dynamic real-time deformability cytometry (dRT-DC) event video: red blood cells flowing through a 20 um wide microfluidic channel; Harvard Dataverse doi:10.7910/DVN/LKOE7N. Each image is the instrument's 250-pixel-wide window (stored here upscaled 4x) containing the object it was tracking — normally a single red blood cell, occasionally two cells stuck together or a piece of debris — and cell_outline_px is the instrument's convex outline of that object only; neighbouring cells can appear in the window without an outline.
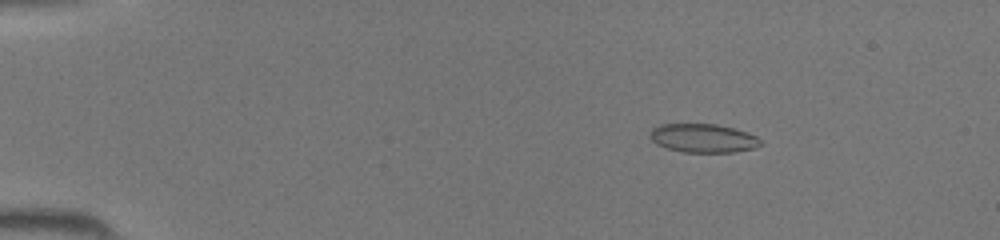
{"species": "common noctule bat (a hibernating species)", "species_latin": "Nyctalus noctula", "temperature_condition": "room temperature", "stored_images_in_passage": 39, "camera_frame_rate_fps": 3000, "um_per_image_px": 0.085, "animal": {"sex": "female", "body_mass_g": 19.5, "forearm_length_mm": 54.1}, "frame": {"image": 1, "passage_image": 2, "time_ms": 0.333, "image_size_px": [1000, 240], "cell_outline_px": [[760, 144], [756, 148], [732, 152], [684, 152], [668, 148], [656, 144], [648, 136], [652, 128], [660, 124], [716, 124], [732, 128], [756, 136], [760, 140]], "centroid_in_image_um": [59.72, 11.74], "position_along_channel_um": 25.3, "area_um2": 18.32}}
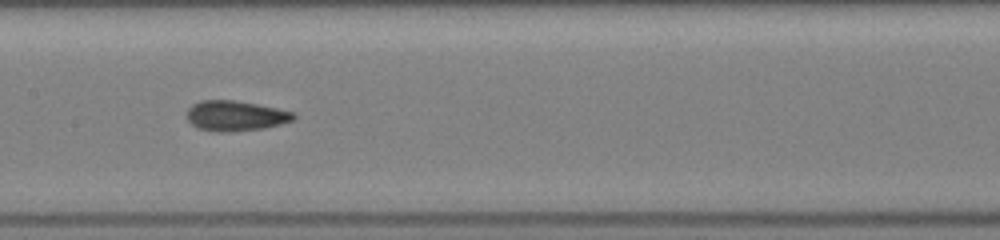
{"frame": {"image": 2, "passage_image": 18, "time_ms": 5.667, "image_size_px": [1000, 240], "cell_outline_px": [[296, 116], [292, 120], [280, 124], [264, 128], [232, 132], [220, 132], [196, 128], [188, 120], [188, 108], [192, 104], [200, 100], [236, 100], [276, 108], [292, 112]], "centroid_in_image_um": [19.98, 9.84], "position_along_channel_um": 187.4, "area_um2": 18.73}}
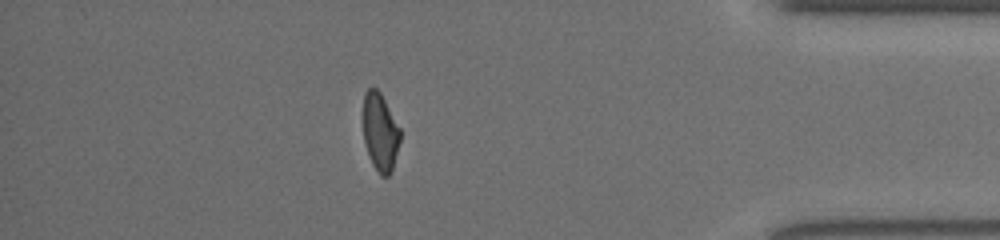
{"frame": {"image": 3, "passage_image": 34, "time_ms": 11.0, "image_size_px": [1000, 240], "cell_outline_px": [[400, 140], [392, 172], [388, 176], [380, 176], [372, 164], [364, 144], [364, 92], [368, 88], [376, 88], [380, 92], [400, 128]], "centroid_in_image_um": [32.32, 11.26], "position_along_channel_um": 402.9, "area_um2": 16.76}}